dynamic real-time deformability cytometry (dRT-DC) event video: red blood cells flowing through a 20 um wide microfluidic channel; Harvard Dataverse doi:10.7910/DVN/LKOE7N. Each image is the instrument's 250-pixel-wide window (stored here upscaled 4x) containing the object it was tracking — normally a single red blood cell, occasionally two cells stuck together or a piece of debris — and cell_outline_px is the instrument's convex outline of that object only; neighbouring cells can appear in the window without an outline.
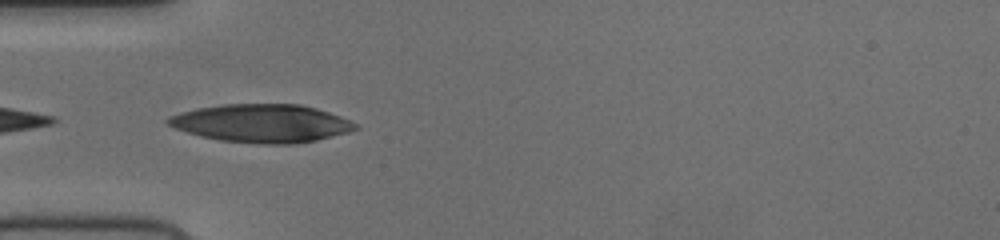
{"species": "human", "species_latin": "Homo sapiens", "temperature_condition": "cold", "stored_images_in_passage": 37, "camera_frame_rate_fps": 3000, "um_per_image_px": 0.085, "donor": {"sex": "female"}, "frame": {"image": 1, "passage_image": 1, "time_ms": 0.0, "image_size_px": [1000, 240], "cell_outline_px": [[360, 128], [348, 132], [316, 140], [292, 144], [256, 144], [220, 140], [200, 136], [176, 128], [168, 124], [164, 120], [168, 116], [180, 112], [196, 108], [224, 104], [300, 104], [316, 108], [340, 116], [356, 124]], "centroid_in_image_um": [22.22, 10.48], "position_along_channel_um": 62.8, "area_um2": 41.62}}
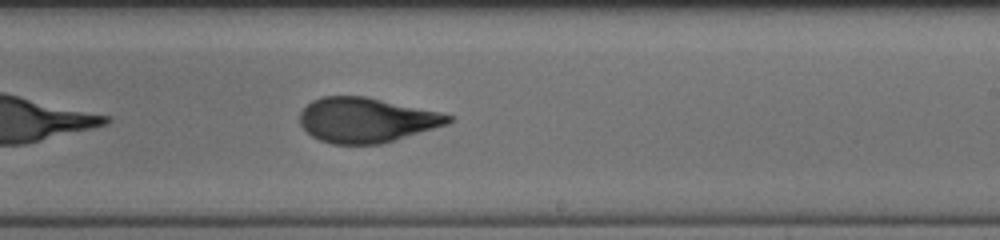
{"frame": {"image": 2, "passage_image": 16, "time_ms": 5.0, "image_size_px": [1000, 240], "cell_outline_px": [[452, 120], [448, 124], [380, 144], [332, 144], [320, 140], [312, 136], [300, 124], [300, 112], [312, 100], [320, 96], [368, 96], [440, 112], [452, 116]], "centroid_in_image_um": [31.12, 10.19], "position_along_channel_um": 257.9, "area_um2": 38.73}}
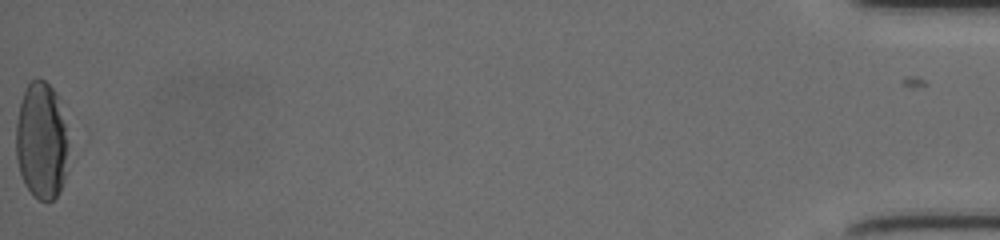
{"frame": {"image": 3, "passage_image": 37, "time_ms": 12.0, "image_size_px": [1000, 240], "cell_outline_px": [[64, 180], [60, 192], [48, 204], [32, 196], [24, 184], [20, 172], [16, 156], [16, 120], [24, 88], [36, 76], [44, 80], [56, 92], [64, 124]], "centroid_in_image_um": [3.45, 11.98], "position_along_channel_um": 431.7, "area_um2": 35.2}}